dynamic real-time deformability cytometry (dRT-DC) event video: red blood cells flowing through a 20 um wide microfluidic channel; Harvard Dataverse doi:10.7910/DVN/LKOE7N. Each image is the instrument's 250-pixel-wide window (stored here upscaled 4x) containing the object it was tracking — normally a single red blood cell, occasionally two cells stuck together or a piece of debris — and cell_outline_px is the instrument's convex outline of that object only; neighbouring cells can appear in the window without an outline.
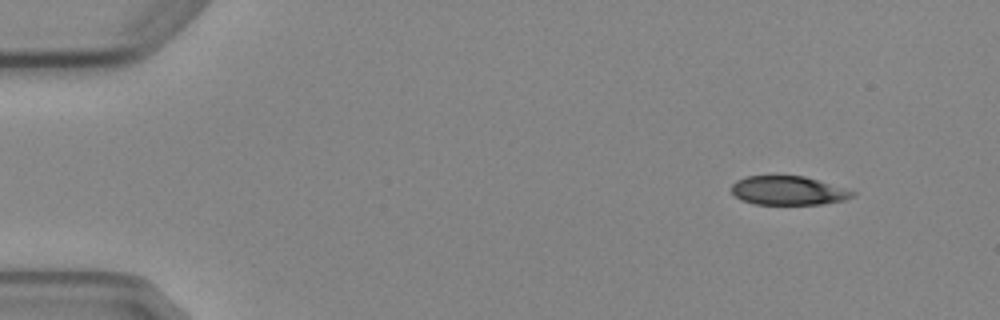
{"species": "Egyptian fruit bat (a non-hibernating species)", "species_latin": "Rousettus aegyptiacus", "temperature_condition": "cold", "stored_images_in_passage": 3, "camera_frame_rate_fps": 3000, "um_per_image_px": 0.085, "animal": {"sex": "female"}, "frame": {"image": 1, "passage_image": 1, "time_ms": 0.0, "image_size_px": [1000, 320], "cell_outline_px": [[856, 192], [852, 196], [844, 200], [820, 204], [752, 204], [740, 200], [732, 192], [732, 184], [736, 180], [744, 176], [804, 176], [820, 180]], "centroid_in_image_um": [66.96, 16.19], "position_along_channel_um": 18.0, "area_um2": 20.35}}